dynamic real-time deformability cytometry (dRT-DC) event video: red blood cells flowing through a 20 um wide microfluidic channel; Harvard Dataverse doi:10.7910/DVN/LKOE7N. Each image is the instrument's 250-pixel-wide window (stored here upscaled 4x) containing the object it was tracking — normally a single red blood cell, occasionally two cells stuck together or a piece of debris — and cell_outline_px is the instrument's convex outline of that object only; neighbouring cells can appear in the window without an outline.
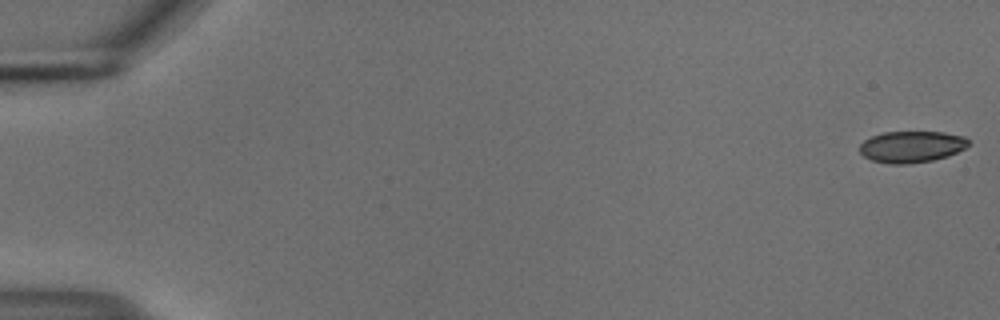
{"species": "common noctule bat (a hibernating species)", "species_latin": "Nyctalus noctula", "temperature_condition": "cold", "stored_images_in_passage": 55, "camera_frame_rate_fps": 3000, "um_per_image_px": 0.085, "animal": {"sex": "male", "body_mass_g": 18.8}, "frame": {"image": 1, "passage_image": 1, "time_ms": 0.0, "image_size_px": [1000, 320], "cell_outline_px": [[968, 144], [964, 148], [948, 156], [932, 160], [908, 164], [892, 164], [872, 160], [864, 156], [860, 152], [860, 144], [864, 140], [872, 136], [884, 132], [944, 132], [964, 136], [968, 140]], "centroid_in_image_um": [77.47, 12.47], "position_along_channel_um": 7.5, "area_um2": 19.83}}
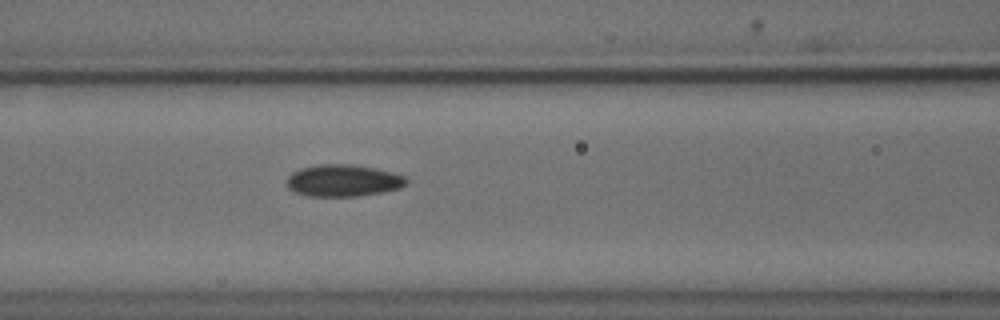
{"frame": {"image": 2, "passage_image": 24, "time_ms": 7.667, "image_size_px": [1000, 320], "cell_outline_px": [[408, 184], [400, 188], [384, 192], [356, 196], [308, 196], [296, 192], [288, 188], [288, 176], [292, 172], [300, 168], [316, 164], [348, 164], [376, 168], [408, 176]], "centroid_in_image_um": [29.22, 15.34], "position_along_channel_um": 137.4, "area_um2": 22.43}}
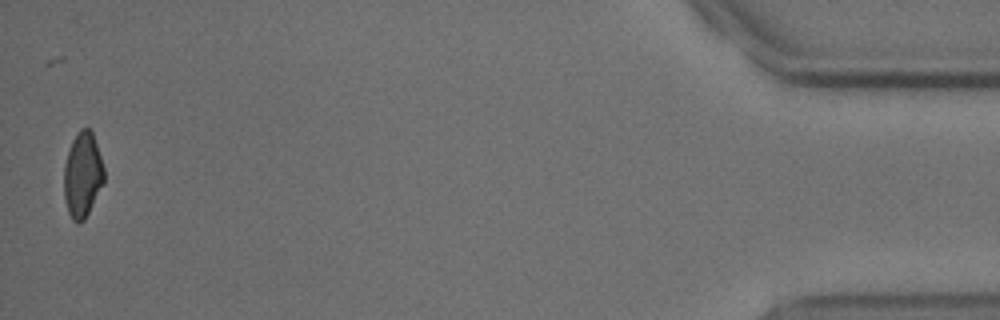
{"frame": {"image": 3, "passage_image": 54, "time_ms": 17.667, "image_size_px": [1000, 320], "cell_outline_px": [[104, 184], [84, 220], [76, 224], [72, 220], [68, 212], [64, 196], [64, 164], [72, 140], [76, 132], [80, 128], [88, 128], [92, 132], [104, 168]], "centroid_in_image_um": [7.01, 14.88], "position_along_channel_um": 428.2, "area_um2": 19.94}, "authors_computed_cell_mechanics": {"area_um2": 21.097, "velocity_mm_per_s": 3.7394, "shape_relaxation_time_tau1_ms": 3.8219, "shape_relaxation_time_tau2_ms": 3.1821, "deformation_change_tau1": 0.0754, "deformation_change_tau2": 0.074}}